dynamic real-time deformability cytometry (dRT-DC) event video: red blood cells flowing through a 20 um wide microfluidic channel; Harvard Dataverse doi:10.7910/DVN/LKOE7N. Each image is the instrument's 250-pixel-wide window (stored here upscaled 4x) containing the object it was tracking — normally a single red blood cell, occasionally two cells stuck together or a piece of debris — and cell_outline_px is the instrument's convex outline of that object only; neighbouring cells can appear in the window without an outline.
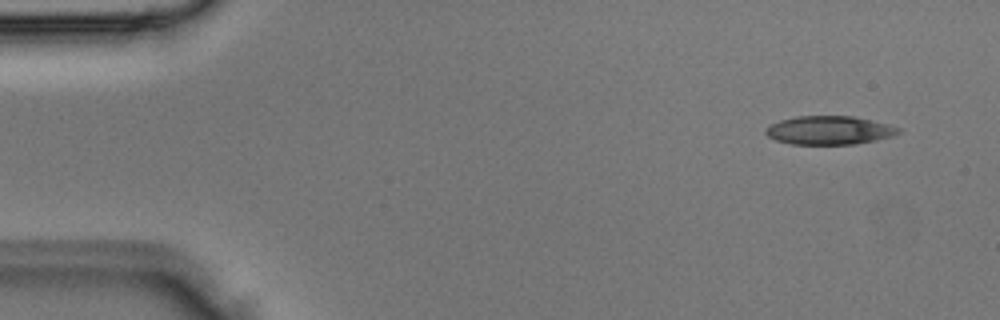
{"species": "Egyptian fruit bat (a non-hibernating species)", "species_latin": "Rousettus aegyptiacus", "temperature_condition": "room temperature", "stored_images_in_passage": 3, "camera_frame_rate_fps": 3000, "um_per_image_px": 0.085, "animal": {"sex": "male"}, "frame": {"image": 1, "passage_image": 1, "time_ms": 0.0, "image_size_px": [1000, 320], "cell_outline_px": [[904, 128], [896, 136], [856, 144], [792, 144], [776, 140], [768, 136], [764, 132], [764, 128], [780, 120], [796, 116], [852, 116], [888, 124]], "centroid_in_image_um": [70.53, 11.07], "position_along_channel_um": 14.5, "area_um2": 22.25}}